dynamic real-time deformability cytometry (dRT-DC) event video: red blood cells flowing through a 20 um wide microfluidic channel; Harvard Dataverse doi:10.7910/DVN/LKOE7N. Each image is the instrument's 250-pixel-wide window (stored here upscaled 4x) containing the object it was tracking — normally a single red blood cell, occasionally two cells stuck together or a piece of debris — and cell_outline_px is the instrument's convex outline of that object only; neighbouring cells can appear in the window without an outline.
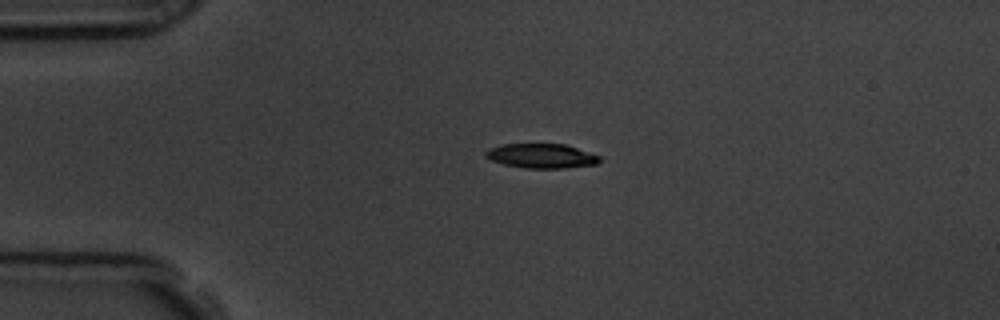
{"species": "common noctule bat (a hibernating species)", "species_latin": "Nyctalus noctula", "temperature_condition": "room temperature", "stored_images_in_passage": 45, "camera_frame_rate_fps": 3000, "um_per_image_px": 0.085, "animal": {"sex": "male", "body_mass_g": 19.5, "forearm_length_mm": 54.6}, "frame": {"image": 1, "passage_image": 1, "time_ms": 0.0, "image_size_px": [1000, 320], "cell_outline_px": [[600, 160], [596, 164], [564, 168], [524, 168], [504, 164], [492, 160], [484, 156], [484, 152], [488, 148], [500, 144], [564, 144], [600, 156]], "centroid_in_image_um": [45.97, 13.25], "position_along_channel_um": 39.0, "area_um2": 16.18}}
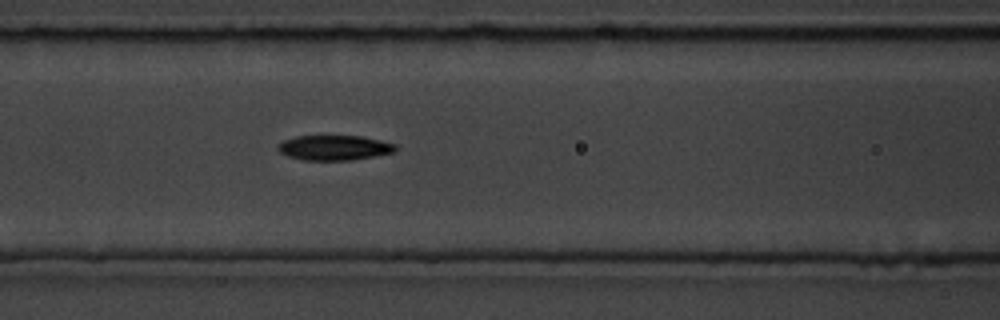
{"frame": {"image": 2, "passage_image": 12, "time_ms": 3.667, "image_size_px": [1000, 320], "cell_outline_px": [[396, 148], [392, 152], [352, 160], [304, 160], [288, 156], [280, 152], [276, 148], [284, 140], [296, 136], [364, 136], [396, 144]], "centroid_in_image_um": [28.4, 12.55], "position_along_channel_um": 138.2, "area_um2": 16.94}}
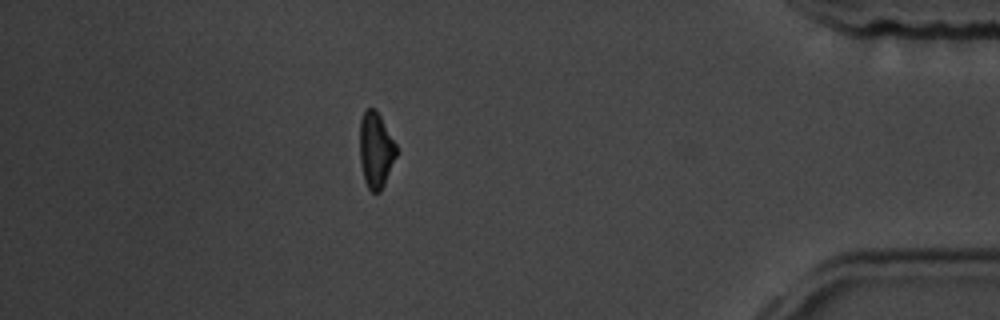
{"frame": {"image": 3, "passage_image": 38, "time_ms": 12.333, "image_size_px": [1000, 320], "cell_outline_px": [[400, 152], [380, 192], [372, 192], [368, 188], [364, 180], [360, 160], [360, 120], [364, 112], [368, 108], [376, 108], [396, 144]], "centroid_in_image_um": [31.97, 12.76], "position_along_channel_um": 403.2, "area_um2": 16.42}, "authors_computed_cell_mechanics": {"area_um2": 16.9932, "velocity_mm_per_s": 3.5674, "shape_relaxation_time_tau1_ms": 2.9581, "shape_relaxation_time_tau2_ms": 10.1223, "deformation_change_tau1": 0.1162, "deformation_change_tau2": 0.1826}}